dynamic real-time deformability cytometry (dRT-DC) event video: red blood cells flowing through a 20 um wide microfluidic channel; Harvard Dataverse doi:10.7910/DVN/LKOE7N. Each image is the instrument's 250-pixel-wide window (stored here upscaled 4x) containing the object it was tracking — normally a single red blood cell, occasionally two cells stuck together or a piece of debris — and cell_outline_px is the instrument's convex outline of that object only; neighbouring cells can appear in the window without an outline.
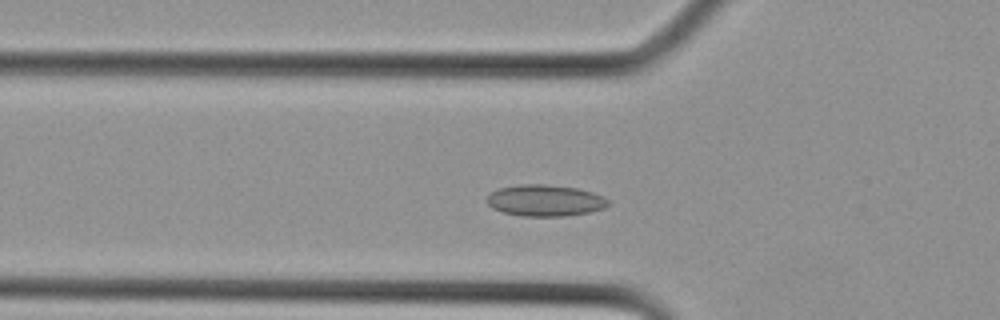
{"species": "Egyptian fruit bat (a non-hibernating species)", "species_latin": "Rousettus aegyptiacus", "temperature_condition": "cold", "stored_images_in_passage": 24, "camera_frame_rate_fps": 3000, "um_per_image_px": 0.085, "animal": {"sex": "female"}, "frame": {"image": 1, "passage_image": 5, "time_ms": 1.333, "image_size_px": [1000, 320], "cell_outline_px": [[608, 204], [604, 208], [592, 212], [564, 216], [520, 216], [504, 212], [492, 208], [484, 200], [492, 192], [500, 188], [520, 184], [544, 184], [576, 188], [592, 192], [604, 196], [608, 200]], "centroid_in_image_um": [46.33, 17.04], "position_along_channel_um": 79.5, "area_um2": 22.25}}
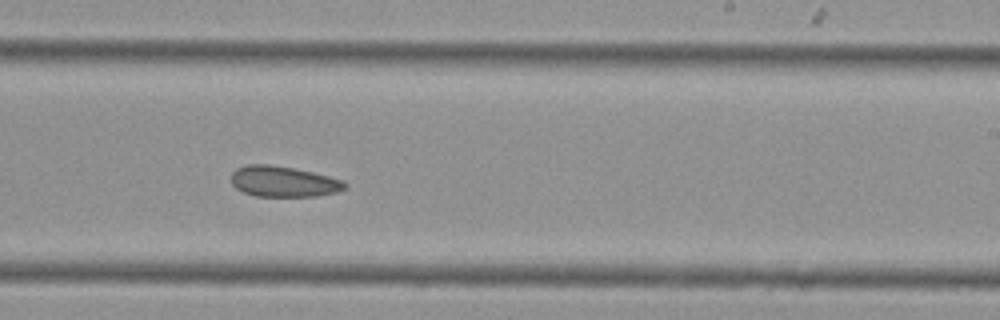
{"frame": {"image": 2, "passage_image": 13, "time_ms": 4.0, "image_size_px": [1000, 320], "cell_outline_px": [[348, 184], [344, 188], [336, 192], [316, 196], [256, 196], [244, 192], [236, 188], [232, 184], [232, 172], [236, 168], [248, 164], [268, 164], [292, 168], [312, 172], [344, 180]], "centroid_in_image_um": [24.08, 15.42], "position_along_channel_um": 264.9, "area_um2": 20.23}}
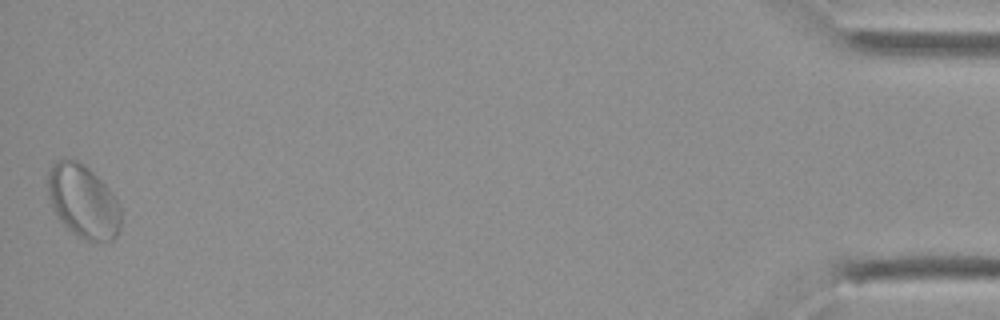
{"frame": {"image": 3, "passage_image": 24, "time_ms": 7.667, "image_size_px": [1000, 320], "cell_outline_px": [[120, 228], [116, 236], [112, 240], [84, 240], [72, 232], [60, 220], [52, 208], [48, 196], [48, 172], [52, 164], [56, 160], [76, 160], [88, 168], [108, 188], [120, 204]], "centroid_in_image_um": [7.06, 17.12], "position_along_channel_um": 428.1, "area_um2": 30.81}}